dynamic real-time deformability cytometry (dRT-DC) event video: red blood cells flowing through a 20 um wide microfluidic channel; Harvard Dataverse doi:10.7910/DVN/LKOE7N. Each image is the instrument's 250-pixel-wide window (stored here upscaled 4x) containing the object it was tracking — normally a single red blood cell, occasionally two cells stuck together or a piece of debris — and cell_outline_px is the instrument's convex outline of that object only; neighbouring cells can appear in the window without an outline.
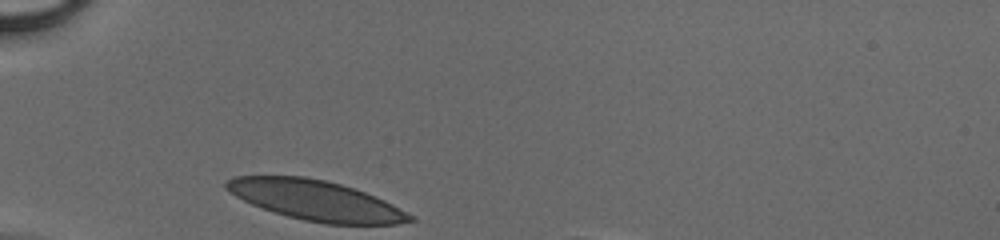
{"species": "human", "species_latin": "Homo sapiens", "temperature_condition": "cold", "stored_images_in_passage": 26, "camera_frame_rate_fps": 3000, "um_per_image_px": 0.085, "donor": {"sex": "male"}, "frame": {"image": 1, "passage_image": 1, "time_ms": 0.0, "image_size_px": [1000, 240], "cell_outline_px": [[416, 220], [396, 224], [324, 224], [304, 220], [272, 212], [252, 204], [236, 196], [224, 188], [224, 180], [232, 176], [304, 176], [324, 180], [340, 184], [376, 196], [416, 216]], "centroid_in_image_um": [26.84, 17.03], "position_along_channel_um": 58.2, "area_um2": 42.89}}
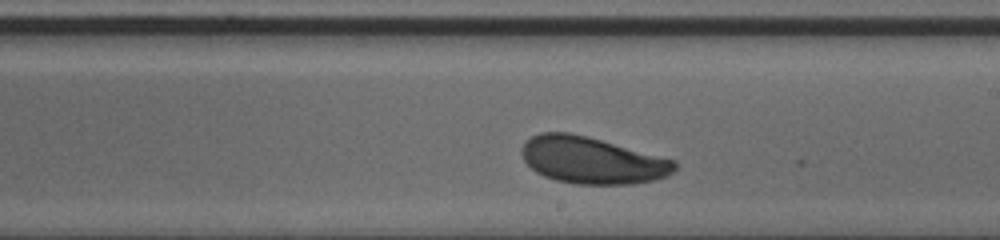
{"frame": {"image": 2, "passage_image": 15, "time_ms": 4.667, "image_size_px": [1000, 240], "cell_outline_px": [[676, 168], [668, 176], [652, 180], [632, 184], [576, 184], [556, 180], [544, 176], [536, 172], [524, 160], [520, 152], [520, 148], [532, 136], [540, 132], [568, 132], [600, 140], [676, 160]], "centroid_in_image_um": [50.3, 13.63], "position_along_channel_um": 238.7, "area_um2": 41.38}}
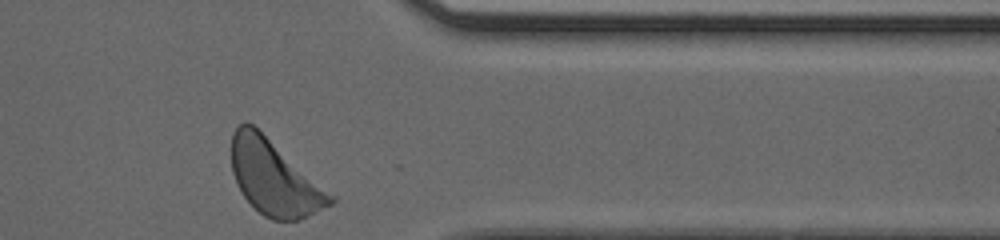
{"frame": {"image": 3, "passage_image": 26, "time_ms": 8.333, "image_size_px": [1000, 240], "cell_outline_px": [[336, 200], [332, 204], [296, 220], [272, 220], [264, 216], [244, 196], [232, 172], [232, 132], [240, 124], [252, 124], [336, 196]], "centroid_in_image_um": [23.33, 15.12], "position_along_channel_um": 388.1, "area_um2": 42.19}}